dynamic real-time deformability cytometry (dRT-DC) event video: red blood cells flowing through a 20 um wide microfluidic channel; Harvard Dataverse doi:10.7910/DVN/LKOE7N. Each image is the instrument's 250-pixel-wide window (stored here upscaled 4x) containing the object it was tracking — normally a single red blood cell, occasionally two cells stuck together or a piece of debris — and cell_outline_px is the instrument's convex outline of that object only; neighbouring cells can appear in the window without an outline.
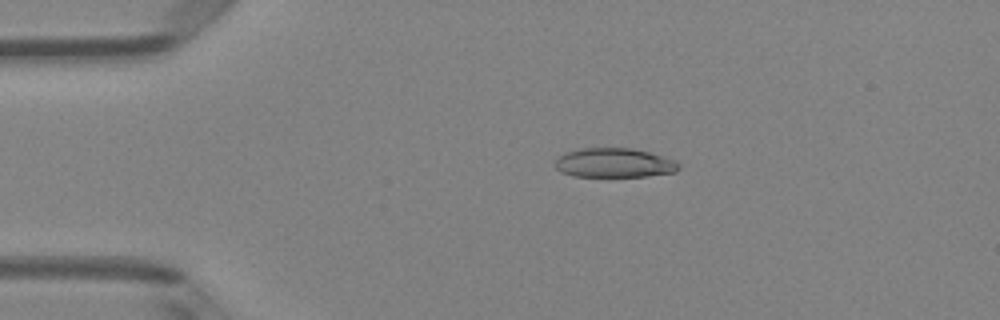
{"species": "Egyptian fruit bat (a non-hibernating species)", "species_latin": "Rousettus aegyptiacus", "temperature_condition": "room temperature", "stored_images_in_passage": 40, "camera_frame_rate_fps": 3000, "um_per_image_px": 0.085, "animal": {"sex": "female"}, "frame": {"image": 1, "passage_image": 1, "time_ms": 0.0, "image_size_px": [1000, 320], "cell_outline_px": [[680, 168], [676, 172], [648, 176], [572, 176], [560, 172], [556, 168], [556, 160], [564, 152], [584, 148], [632, 148], [664, 156], [676, 160], [680, 164]], "centroid_in_image_um": [52.24, 13.84], "position_along_channel_um": 32.8, "area_um2": 21.21}}
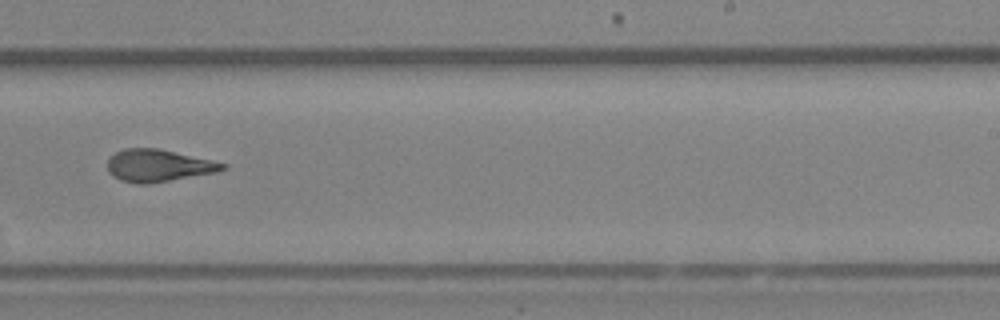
{"frame": {"image": 2, "passage_image": 22, "time_ms": 7.0, "image_size_px": [1000, 320], "cell_outline_px": [[228, 168], [216, 172], [148, 184], [136, 184], [120, 180], [112, 176], [108, 172], [108, 160], [116, 152], [124, 148], [156, 148], [228, 164]], "centroid_in_image_um": [13.43, 14.08], "position_along_channel_um": 275.6, "area_um2": 21.44}}
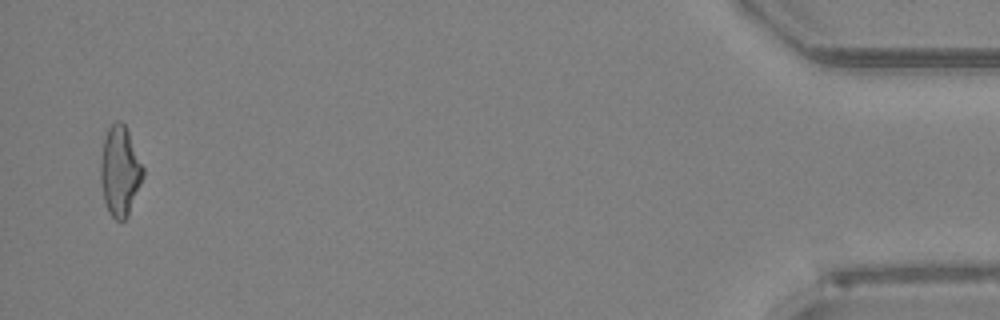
{"frame": {"image": 3, "passage_image": 39, "time_ms": 12.667, "image_size_px": [1000, 320], "cell_outline_px": [[144, 176], [128, 216], [124, 220], [116, 220], [108, 212], [104, 200], [100, 184], [100, 160], [104, 136], [108, 128], [116, 120], [120, 120], [124, 124], [128, 132], [144, 168]], "centroid_in_image_um": [10.18, 14.55], "position_along_channel_um": 425.0, "area_um2": 22.37}, "authors_computed_cell_mechanics": {"area_um2": 21.6461, "velocity_mm_per_s": 4.1374, "shape_relaxation_time_tau1_ms": 5.5814, "shape_relaxation_time_tau2_ms": 1.6811, "deformation_change_tau1": 0.2136, "deformation_change_tau2": 0.1125}}